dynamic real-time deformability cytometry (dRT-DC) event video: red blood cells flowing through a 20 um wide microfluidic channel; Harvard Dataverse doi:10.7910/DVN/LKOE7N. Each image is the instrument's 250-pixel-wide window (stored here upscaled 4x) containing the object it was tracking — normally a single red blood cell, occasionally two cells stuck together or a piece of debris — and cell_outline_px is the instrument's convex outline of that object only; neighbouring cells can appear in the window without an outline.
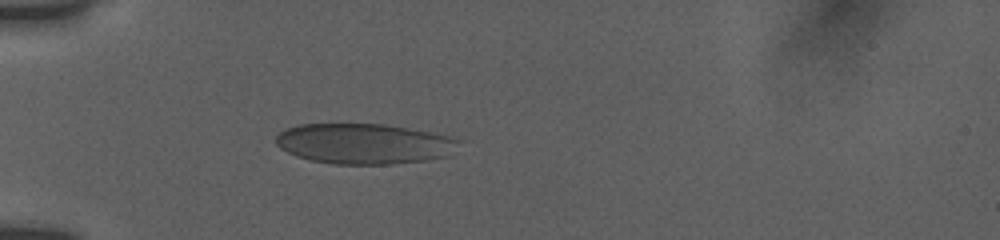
{"species": "human", "species_latin": "Homo sapiens", "temperature_condition": "room temperature", "stored_images_in_passage": 3, "camera_frame_rate_fps": 3000, "um_per_image_px": 0.085, "donor": {"sex": "female"}, "frame": {"image": 1, "passage_image": 3, "time_ms": 2.0, "image_size_px": [1000, 240], "cell_outline_px": [[460, 140], [448, 156], [428, 160], [388, 164], [332, 164], [312, 160], [296, 156], [280, 148], [276, 144], [276, 136], [280, 132], [288, 128], [300, 124], [384, 124], [408, 128], [448, 136]], "centroid_in_image_um": [30.91, 12.22], "position_along_channel_um": 54.1, "area_um2": 42.77}}